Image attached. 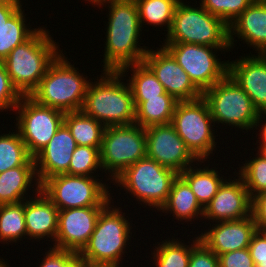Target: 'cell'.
<instances>
[{"mask_svg": "<svg viewBox=\"0 0 266 267\" xmlns=\"http://www.w3.org/2000/svg\"><path fill=\"white\" fill-rule=\"evenodd\" d=\"M110 4V5H109ZM105 5V6H104ZM108 5L106 42L103 55V71H119L122 67L141 63L149 47L140 46L142 32L138 8L134 0H105L99 8Z\"/></svg>", "mask_w": 266, "mask_h": 267, "instance_id": "obj_1", "label": "cell"}, {"mask_svg": "<svg viewBox=\"0 0 266 267\" xmlns=\"http://www.w3.org/2000/svg\"><path fill=\"white\" fill-rule=\"evenodd\" d=\"M90 81L82 111L105 127L129 125L135 121L132 90L120 71L104 70ZM96 82V83H95Z\"/></svg>", "mask_w": 266, "mask_h": 267, "instance_id": "obj_2", "label": "cell"}, {"mask_svg": "<svg viewBox=\"0 0 266 267\" xmlns=\"http://www.w3.org/2000/svg\"><path fill=\"white\" fill-rule=\"evenodd\" d=\"M44 28L38 27L27 41L16 46L2 61L12 84L22 96H30L49 65L63 52L50 31Z\"/></svg>", "mask_w": 266, "mask_h": 267, "instance_id": "obj_3", "label": "cell"}, {"mask_svg": "<svg viewBox=\"0 0 266 267\" xmlns=\"http://www.w3.org/2000/svg\"><path fill=\"white\" fill-rule=\"evenodd\" d=\"M111 203L101 210L91 237L78 253L89 265L123 267L119 264L123 262L129 239L131 241L132 224L126 213Z\"/></svg>", "mask_w": 266, "mask_h": 267, "instance_id": "obj_4", "label": "cell"}, {"mask_svg": "<svg viewBox=\"0 0 266 267\" xmlns=\"http://www.w3.org/2000/svg\"><path fill=\"white\" fill-rule=\"evenodd\" d=\"M67 58L62 52L55 58L30 97L43 106L63 112L80 111L90 79L80 74Z\"/></svg>", "mask_w": 266, "mask_h": 267, "instance_id": "obj_5", "label": "cell"}, {"mask_svg": "<svg viewBox=\"0 0 266 267\" xmlns=\"http://www.w3.org/2000/svg\"><path fill=\"white\" fill-rule=\"evenodd\" d=\"M193 6V7H192ZM180 0L175 8L172 25L164 43H192L218 48H230L229 26L210 14L201 5Z\"/></svg>", "mask_w": 266, "mask_h": 267, "instance_id": "obj_6", "label": "cell"}, {"mask_svg": "<svg viewBox=\"0 0 266 267\" xmlns=\"http://www.w3.org/2000/svg\"><path fill=\"white\" fill-rule=\"evenodd\" d=\"M178 175L155 160L145 157L127 167L112 182L138 199V204H145L144 207H153L159 211L166 203L172 183Z\"/></svg>", "mask_w": 266, "mask_h": 267, "instance_id": "obj_7", "label": "cell"}, {"mask_svg": "<svg viewBox=\"0 0 266 267\" xmlns=\"http://www.w3.org/2000/svg\"><path fill=\"white\" fill-rule=\"evenodd\" d=\"M171 124L198 161H208L213 151H216L218 142H215L213 130L216 124L203 97L192 101H178Z\"/></svg>", "mask_w": 266, "mask_h": 267, "instance_id": "obj_8", "label": "cell"}, {"mask_svg": "<svg viewBox=\"0 0 266 267\" xmlns=\"http://www.w3.org/2000/svg\"><path fill=\"white\" fill-rule=\"evenodd\" d=\"M202 97L209 106L214 124L221 123L232 128L235 126L242 131L255 128L260 113L229 74L205 90Z\"/></svg>", "mask_w": 266, "mask_h": 267, "instance_id": "obj_9", "label": "cell"}, {"mask_svg": "<svg viewBox=\"0 0 266 267\" xmlns=\"http://www.w3.org/2000/svg\"><path fill=\"white\" fill-rule=\"evenodd\" d=\"M146 148L145 128L142 126L132 123L105 127L100 162L102 171L109 174L107 180L113 181L127 167L145 158Z\"/></svg>", "mask_w": 266, "mask_h": 267, "instance_id": "obj_10", "label": "cell"}, {"mask_svg": "<svg viewBox=\"0 0 266 267\" xmlns=\"http://www.w3.org/2000/svg\"><path fill=\"white\" fill-rule=\"evenodd\" d=\"M97 177L60 174L48 178L41 190L59 209L106 206L112 200L108 184Z\"/></svg>", "mask_w": 266, "mask_h": 267, "instance_id": "obj_11", "label": "cell"}, {"mask_svg": "<svg viewBox=\"0 0 266 267\" xmlns=\"http://www.w3.org/2000/svg\"><path fill=\"white\" fill-rule=\"evenodd\" d=\"M16 127L29 154L34 158L64 123L65 112L22 96L15 107ZM18 111V112H17Z\"/></svg>", "mask_w": 266, "mask_h": 267, "instance_id": "obj_12", "label": "cell"}, {"mask_svg": "<svg viewBox=\"0 0 266 267\" xmlns=\"http://www.w3.org/2000/svg\"><path fill=\"white\" fill-rule=\"evenodd\" d=\"M162 46L172 54L202 93L228 74V61L221 62L216 54L218 50L231 51L230 48L192 43H162Z\"/></svg>", "mask_w": 266, "mask_h": 267, "instance_id": "obj_13", "label": "cell"}, {"mask_svg": "<svg viewBox=\"0 0 266 267\" xmlns=\"http://www.w3.org/2000/svg\"><path fill=\"white\" fill-rule=\"evenodd\" d=\"M145 134L146 157L161 166L180 174L198 162L171 123L147 127Z\"/></svg>", "mask_w": 266, "mask_h": 267, "instance_id": "obj_14", "label": "cell"}, {"mask_svg": "<svg viewBox=\"0 0 266 267\" xmlns=\"http://www.w3.org/2000/svg\"><path fill=\"white\" fill-rule=\"evenodd\" d=\"M142 62L154 73L166 93L177 101H192L202 97V92L164 46L156 50L150 48Z\"/></svg>", "mask_w": 266, "mask_h": 267, "instance_id": "obj_15", "label": "cell"}, {"mask_svg": "<svg viewBox=\"0 0 266 267\" xmlns=\"http://www.w3.org/2000/svg\"><path fill=\"white\" fill-rule=\"evenodd\" d=\"M105 206L59 210L58 229L53 248L79 253L91 237L98 216Z\"/></svg>", "mask_w": 266, "mask_h": 267, "instance_id": "obj_16", "label": "cell"}, {"mask_svg": "<svg viewBox=\"0 0 266 267\" xmlns=\"http://www.w3.org/2000/svg\"><path fill=\"white\" fill-rule=\"evenodd\" d=\"M228 178L204 209V220L224 222L240 220L251 216V198L243 179Z\"/></svg>", "mask_w": 266, "mask_h": 267, "instance_id": "obj_17", "label": "cell"}, {"mask_svg": "<svg viewBox=\"0 0 266 267\" xmlns=\"http://www.w3.org/2000/svg\"><path fill=\"white\" fill-rule=\"evenodd\" d=\"M214 225V226H213ZM199 235L200 241L217 256L248 248L257 227L252 216L232 221L213 223ZM212 228V229H211Z\"/></svg>", "mask_w": 266, "mask_h": 267, "instance_id": "obj_18", "label": "cell"}, {"mask_svg": "<svg viewBox=\"0 0 266 267\" xmlns=\"http://www.w3.org/2000/svg\"><path fill=\"white\" fill-rule=\"evenodd\" d=\"M228 60V74L246 92L259 113L266 112V54Z\"/></svg>", "mask_w": 266, "mask_h": 267, "instance_id": "obj_19", "label": "cell"}, {"mask_svg": "<svg viewBox=\"0 0 266 267\" xmlns=\"http://www.w3.org/2000/svg\"><path fill=\"white\" fill-rule=\"evenodd\" d=\"M77 144L63 123L49 143L34 157L37 178L42 185L48 178L67 174Z\"/></svg>", "mask_w": 266, "mask_h": 267, "instance_id": "obj_20", "label": "cell"}, {"mask_svg": "<svg viewBox=\"0 0 266 267\" xmlns=\"http://www.w3.org/2000/svg\"><path fill=\"white\" fill-rule=\"evenodd\" d=\"M234 36L244 40L243 43L253 50L255 48V53L266 54V0H255L229 25V45L232 49L237 41Z\"/></svg>", "mask_w": 266, "mask_h": 267, "instance_id": "obj_21", "label": "cell"}, {"mask_svg": "<svg viewBox=\"0 0 266 267\" xmlns=\"http://www.w3.org/2000/svg\"><path fill=\"white\" fill-rule=\"evenodd\" d=\"M28 196L29 198L24 200L27 238L36 241L50 238L52 242H55L59 209L42 190L35 197Z\"/></svg>", "mask_w": 266, "mask_h": 267, "instance_id": "obj_22", "label": "cell"}, {"mask_svg": "<svg viewBox=\"0 0 266 267\" xmlns=\"http://www.w3.org/2000/svg\"><path fill=\"white\" fill-rule=\"evenodd\" d=\"M29 189L35 193L32 195L41 190L35 166H19L0 173V205L23 202L28 199Z\"/></svg>", "mask_w": 266, "mask_h": 267, "instance_id": "obj_23", "label": "cell"}, {"mask_svg": "<svg viewBox=\"0 0 266 267\" xmlns=\"http://www.w3.org/2000/svg\"><path fill=\"white\" fill-rule=\"evenodd\" d=\"M173 214L178 221L191 222L203 218L204 208L200 205L189 185L178 175L173 181L166 203L160 211Z\"/></svg>", "mask_w": 266, "mask_h": 267, "instance_id": "obj_24", "label": "cell"}, {"mask_svg": "<svg viewBox=\"0 0 266 267\" xmlns=\"http://www.w3.org/2000/svg\"><path fill=\"white\" fill-rule=\"evenodd\" d=\"M135 105V124L147 128L170 124L178 101L168 93L154 98H133Z\"/></svg>", "mask_w": 266, "mask_h": 267, "instance_id": "obj_25", "label": "cell"}, {"mask_svg": "<svg viewBox=\"0 0 266 267\" xmlns=\"http://www.w3.org/2000/svg\"><path fill=\"white\" fill-rule=\"evenodd\" d=\"M204 162L198 161L196 164L194 163V165L181 172L179 176L189 185L200 205L205 209L226 179L223 178L224 175L222 176L218 170H215L218 168H209L210 164L207 167L203 165L201 168L195 166H199L200 163Z\"/></svg>", "mask_w": 266, "mask_h": 267, "instance_id": "obj_26", "label": "cell"}, {"mask_svg": "<svg viewBox=\"0 0 266 267\" xmlns=\"http://www.w3.org/2000/svg\"><path fill=\"white\" fill-rule=\"evenodd\" d=\"M64 124L70 130L77 145L101 149L102 137L105 129L102 123L80 110L65 112Z\"/></svg>", "mask_w": 266, "mask_h": 267, "instance_id": "obj_27", "label": "cell"}, {"mask_svg": "<svg viewBox=\"0 0 266 267\" xmlns=\"http://www.w3.org/2000/svg\"><path fill=\"white\" fill-rule=\"evenodd\" d=\"M129 70L132 73L126 82L132 90L133 98H154L166 93L163 85L143 62L126 65L119 71L128 76Z\"/></svg>", "mask_w": 266, "mask_h": 267, "instance_id": "obj_28", "label": "cell"}, {"mask_svg": "<svg viewBox=\"0 0 266 267\" xmlns=\"http://www.w3.org/2000/svg\"><path fill=\"white\" fill-rule=\"evenodd\" d=\"M199 236L191 240L193 243L188 241L189 245L184 240H178L172 237L170 240L168 238L162 242H157L158 245L152 254V260H154V265L156 267H188L190 262L191 248L198 242ZM185 243V244H184ZM191 243V245H190Z\"/></svg>", "mask_w": 266, "mask_h": 267, "instance_id": "obj_29", "label": "cell"}, {"mask_svg": "<svg viewBox=\"0 0 266 267\" xmlns=\"http://www.w3.org/2000/svg\"><path fill=\"white\" fill-rule=\"evenodd\" d=\"M24 14V10L21 7L6 24L0 27V62L16 46L27 41L38 30V28H32L31 25L25 24L27 19H25L26 14Z\"/></svg>", "mask_w": 266, "mask_h": 267, "instance_id": "obj_30", "label": "cell"}, {"mask_svg": "<svg viewBox=\"0 0 266 267\" xmlns=\"http://www.w3.org/2000/svg\"><path fill=\"white\" fill-rule=\"evenodd\" d=\"M0 134V173L19 166H35L19 132Z\"/></svg>", "mask_w": 266, "mask_h": 267, "instance_id": "obj_31", "label": "cell"}, {"mask_svg": "<svg viewBox=\"0 0 266 267\" xmlns=\"http://www.w3.org/2000/svg\"><path fill=\"white\" fill-rule=\"evenodd\" d=\"M139 14V22L154 27L165 26L169 32L174 17L175 8L180 0H134ZM146 23V24H144Z\"/></svg>", "mask_w": 266, "mask_h": 267, "instance_id": "obj_32", "label": "cell"}, {"mask_svg": "<svg viewBox=\"0 0 266 267\" xmlns=\"http://www.w3.org/2000/svg\"><path fill=\"white\" fill-rule=\"evenodd\" d=\"M26 236L24 201L0 205V242L16 243Z\"/></svg>", "mask_w": 266, "mask_h": 267, "instance_id": "obj_33", "label": "cell"}, {"mask_svg": "<svg viewBox=\"0 0 266 267\" xmlns=\"http://www.w3.org/2000/svg\"><path fill=\"white\" fill-rule=\"evenodd\" d=\"M256 157L245 160L243 166H239L238 175L243 179L250 198L266 191V154L257 150Z\"/></svg>", "mask_w": 266, "mask_h": 267, "instance_id": "obj_34", "label": "cell"}, {"mask_svg": "<svg viewBox=\"0 0 266 267\" xmlns=\"http://www.w3.org/2000/svg\"><path fill=\"white\" fill-rule=\"evenodd\" d=\"M97 169L100 171L102 169L100 150L96 147L77 145L72 154L67 174L96 177L94 173Z\"/></svg>", "mask_w": 266, "mask_h": 267, "instance_id": "obj_35", "label": "cell"}, {"mask_svg": "<svg viewBox=\"0 0 266 267\" xmlns=\"http://www.w3.org/2000/svg\"><path fill=\"white\" fill-rule=\"evenodd\" d=\"M255 0H200L210 14L222 19L228 26Z\"/></svg>", "mask_w": 266, "mask_h": 267, "instance_id": "obj_36", "label": "cell"}, {"mask_svg": "<svg viewBox=\"0 0 266 267\" xmlns=\"http://www.w3.org/2000/svg\"><path fill=\"white\" fill-rule=\"evenodd\" d=\"M22 95L14 87L6 67L0 62V110L13 111L21 100Z\"/></svg>", "mask_w": 266, "mask_h": 267, "instance_id": "obj_37", "label": "cell"}, {"mask_svg": "<svg viewBox=\"0 0 266 267\" xmlns=\"http://www.w3.org/2000/svg\"><path fill=\"white\" fill-rule=\"evenodd\" d=\"M188 267H219L218 256L209 250L200 240L191 248Z\"/></svg>", "mask_w": 266, "mask_h": 267, "instance_id": "obj_38", "label": "cell"}, {"mask_svg": "<svg viewBox=\"0 0 266 267\" xmlns=\"http://www.w3.org/2000/svg\"><path fill=\"white\" fill-rule=\"evenodd\" d=\"M219 267H255L248 248L218 255Z\"/></svg>", "mask_w": 266, "mask_h": 267, "instance_id": "obj_39", "label": "cell"}, {"mask_svg": "<svg viewBox=\"0 0 266 267\" xmlns=\"http://www.w3.org/2000/svg\"><path fill=\"white\" fill-rule=\"evenodd\" d=\"M255 267H266V233L256 231L248 246Z\"/></svg>", "mask_w": 266, "mask_h": 267, "instance_id": "obj_40", "label": "cell"}, {"mask_svg": "<svg viewBox=\"0 0 266 267\" xmlns=\"http://www.w3.org/2000/svg\"><path fill=\"white\" fill-rule=\"evenodd\" d=\"M39 267H64L77 253L53 248L47 250Z\"/></svg>", "mask_w": 266, "mask_h": 267, "instance_id": "obj_41", "label": "cell"}, {"mask_svg": "<svg viewBox=\"0 0 266 267\" xmlns=\"http://www.w3.org/2000/svg\"><path fill=\"white\" fill-rule=\"evenodd\" d=\"M251 216L257 231H266V191L251 198Z\"/></svg>", "mask_w": 266, "mask_h": 267, "instance_id": "obj_42", "label": "cell"}, {"mask_svg": "<svg viewBox=\"0 0 266 267\" xmlns=\"http://www.w3.org/2000/svg\"><path fill=\"white\" fill-rule=\"evenodd\" d=\"M20 0H0V27L22 7Z\"/></svg>", "mask_w": 266, "mask_h": 267, "instance_id": "obj_43", "label": "cell"}, {"mask_svg": "<svg viewBox=\"0 0 266 267\" xmlns=\"http://www.w3.org/2000/svg\"><path fill=\"white\" fill-rule=\"evenodd\" d=\"M265 115H266V112L260 113V115L258 117V121L256 122V125H255V129L259 130V128H260V130H259L260 133L257 135L260 136L258 139H261V140H257L258 142H256V143H259V146H257V147H258V151H260V152H264L266 150V120H264L265 122L262 120V119H266V118H264ZM262 116H263V118H262ZM262 122H264V123H262Z\"/></svg>", "mask_w": 266, "mask_h": 267, "instance_id": "obj_44", "label": "cell"}, {"mask_svg": "<svg viewBox=\"0 0 266 267\" xmlns=\"http://www.w3.org/2000/svg\"><path fill=\"white\" fill-rule=\"evenodd\" d=\"M88 265L79 254H76L64 267H87Z\"/></svg>", "mask_w": 266, "mask_h": 267, "instance_id": "obj_45", "label": "cell"}, {"mask_svg": "<svg viewBox=\"0 0 266 267\" xmlns=\"http://www.w3.org/2000/svg\"><path fill=\"white\" fill-rule=\"evenodd\" d=\"M10 265H8V263L6 262L5 263V261L1 258L0 259V267H9Z\"/></svg>", "mask_w": 266, "mask_h": 267, "instance_id": "obj_46", "label": "cell"}, {"mask_svg": "<svg viewBox=\"0 0 266 267\" xmlns=\"http://www.w3.org/2000/svg\"><path fill=\"white\" fill-rule=\"evenodd\" d=\"M86 1L90 2V4H92V5H96V0H86Z\"/></svg>", "mask_w": 266, "mask_h": 267, "instance_id": "obj_47", "label": "cell"}, {"mask_svg": "<svg viewBox=\"0 0 266 267\" xmlns=\"http://www.w3.org/2000/svg\"><path fill=\"white\" fill-rule=\"evenodd\" d=\"M87 267H106V266H93V265H88Z\"/></svg>", "mask_w": 266, "mask_h": 267, "instance_id": "obj_48", "label": "cell"}, {"mask_svg": "<svg viewBox=\"0 0 266 267\" xmlns=\"http://www.w3.org/2000/svg\"><path fill=\"white\" fill-rule=\"evenodd\" d=\"M102 1H105V0H96V5Z\"/></svg>", "mask_w": 266, "mask_h": 267, "instance_id": "obj_49", "label": "cell"}]
</instances>
